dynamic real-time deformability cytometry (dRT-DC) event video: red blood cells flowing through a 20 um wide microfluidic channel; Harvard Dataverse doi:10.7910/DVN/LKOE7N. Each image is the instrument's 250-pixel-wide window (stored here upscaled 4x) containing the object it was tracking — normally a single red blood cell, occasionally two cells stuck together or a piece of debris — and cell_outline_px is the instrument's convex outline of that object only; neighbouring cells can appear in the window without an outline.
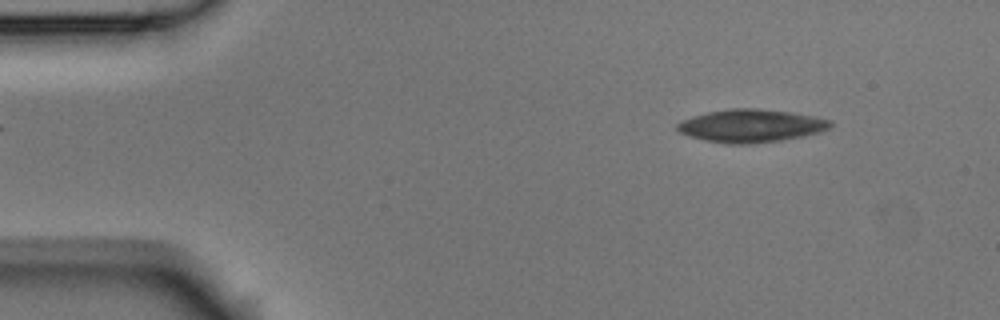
{"species": "Egyptian fruit bat (a non-hibernating species)", "species_latin": "Rousettus aegyptiacus", "temperature_condition": "room temperature", "stored_images_in_passage": 5, "camera_frame_rate_fps": 3000, "um_per_image_px": 0.085, "animal": {"sex": "male"}, "frame": {"image": 1, "passage_image": 1, "time_ms": 0.0, "image_size_px": [1000, 320], "cell_outline_px": [[832, 124], [828, 128], [820, 132], [804, 136], [780, 140], [748, 144], [728, 144], [704, 140], [688, 136], [680, 132], [676, 128], [676, 124], [680, 120], [692, 116], [708, 112], [732, 108], [752, 108], [788, 112], [812, 116], [832, 120]], "centroid_in_image_um": [63.79, 10.7], "position_along_channel_um": 21.2, "area_um2": 29.25}}
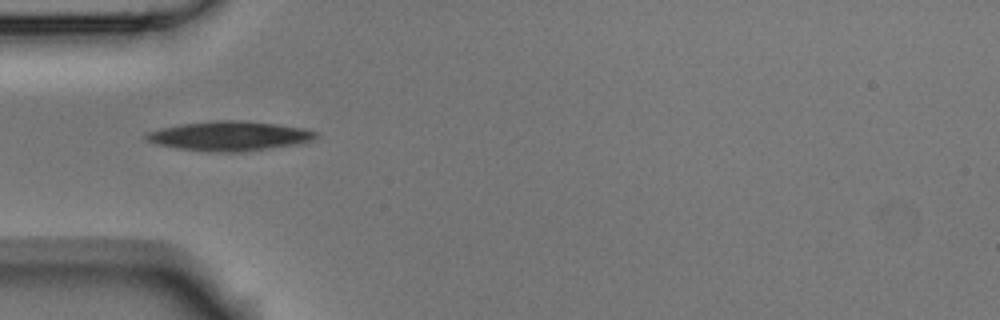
{"frame": {"image": 2, "passage_image": 4, "time_ms": 1.0, "image_size_px": [1000, 320], "cell_outline_px": [[320, 136], [304, 144], [236, 152], [208, 152], [176, 148], [156, 144], [144, 140], [144, 136], [148, 132], [160, 128], [180, 124], [212, 120], [240, 120], [276, 124], [304, 128], [320, 132]], "centroid_in_image_um": [19.54, 11.56], "position_along_channel_um": 65.5, "area_um2": 29.65}}
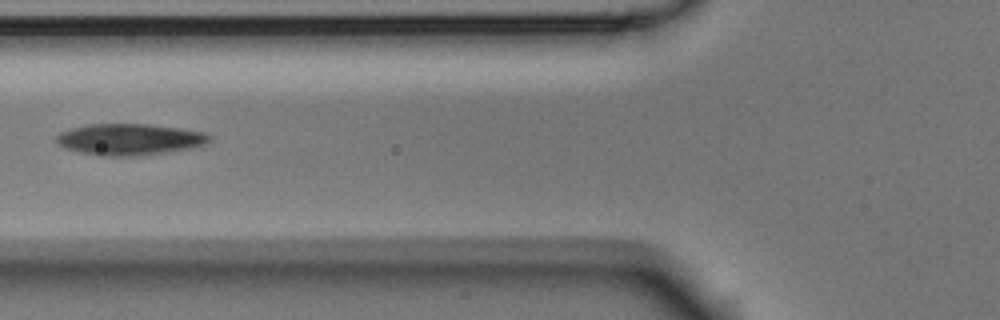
{"frame": {"image": 3, "passage_image": 5, "time_ms": 1.333, "image_size_px": [1000, 320], "cell_outline_px": [[212, 140], [208, 144], [188, 148], [140, 156], [104, 156], [64, 148], [56, 140], [56, 136], [60, 132], [72, 128], [88, 124], [148, 124], [204, 132], [212, 136]], "centroid_in_image_um": [11.04, 11.84], "position_along_channel_um": 114.8, "area_um2": 27.74}}